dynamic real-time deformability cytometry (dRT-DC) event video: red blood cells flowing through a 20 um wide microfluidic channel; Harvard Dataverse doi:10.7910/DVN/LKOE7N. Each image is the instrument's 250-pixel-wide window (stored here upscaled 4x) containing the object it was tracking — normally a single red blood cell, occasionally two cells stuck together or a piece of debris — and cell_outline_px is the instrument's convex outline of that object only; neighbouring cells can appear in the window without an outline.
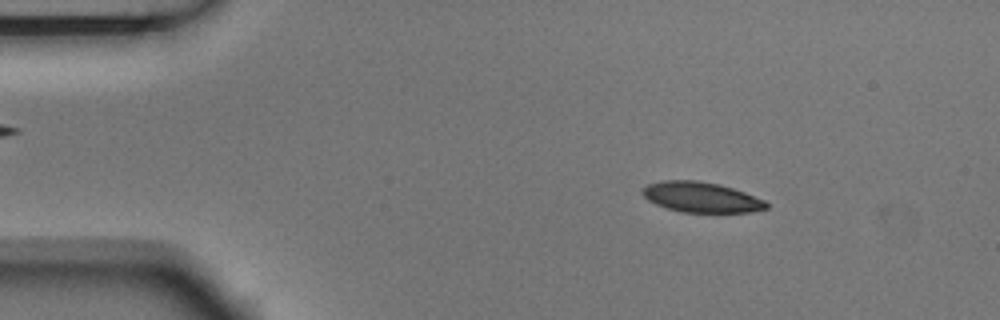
{"species": "Egyptian fruit bat (a non-hibernating species)", "species_latin": "Rousettus aegyptiacus", "temperature_condition": "room temperature", "stored_images_in_passage": 3, "camera_frame_rate_fps": 3000, "um_per_image_px": 0.085, "animal": {"sex": "male"}, "frame": {"image": 1, "passage_image": 1, "time_ms": 0.0, "image_size_px": [1000, 320], "cell_outline_px": [[768, 208], [748, 212], [680, 212], [656, 204], [648, 200], [640, 192], [648, 184], [664, 180], [696, 180], [720, 184], [744, 192], [764, 200], [768, 204]], "centroid_in_image_um": [59.59, 16.75], "position_along_channel_um": 25.4, "area_um2": 21.73}}
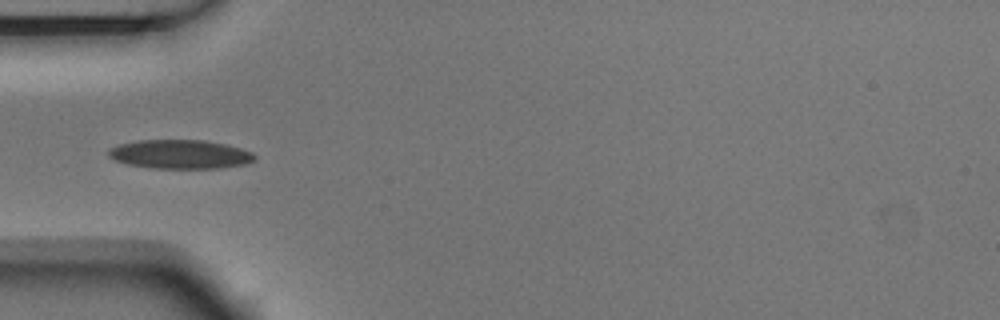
{"frame": {"image": 2, "passage_image": 3, "time_ms": 0.667, "image_size_px": [1000, 320], "cell_outline_px": [[256, 160], [244, 164], [220, 168], [152, 168], [128, 164], [116, 160], [108, 156], [108, 148], [120, 144], [140, 140], [204, 140], [224, 144], [240, 148], [252, 152], [256, 156]], "centroid_in_image_um": [15.31, 13.11], "position_along_channel_um": 69.7, "area_um2": 24.57}}